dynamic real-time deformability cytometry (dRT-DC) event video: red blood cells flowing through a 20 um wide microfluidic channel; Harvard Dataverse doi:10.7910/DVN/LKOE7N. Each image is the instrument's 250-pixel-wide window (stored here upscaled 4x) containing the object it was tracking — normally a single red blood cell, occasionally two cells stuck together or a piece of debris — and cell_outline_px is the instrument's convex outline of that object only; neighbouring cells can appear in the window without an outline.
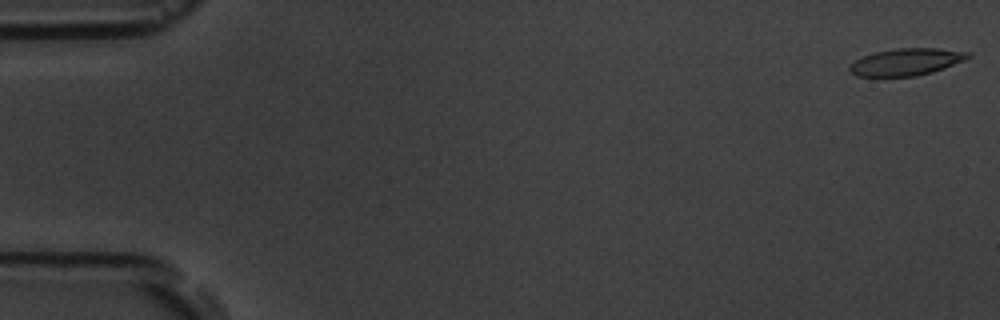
{"species": "common noctule bat (a hibernating species)", "species_latin": "Nyctalus noctula", "temperature_condition": "room temperature", "stored_images_in_passage": 6, "camera_frame_rate_fps": 3000, "um_per_image_px": 0.085, "animal": {"sex": "male", "body_mass_g": 19.5, "forearm_length_mm": 54.6}, "frame": {"image": 1, "passage_image": 1, "time_ms": 0.0, "image_size_px": [1000, 320], "cell_outline_px": [[972, 56], [964, 60], [944, 68], [932, 72], [916, 76], [856, 76], [848, 72], [848, 68], [856, 60], [864, 56], [876, 52], [896, 48], [936, 48], [972, 52]], "centroid_in_image_um": [77.06, 5.26], "position_along_channel_um": 7.9, "area_um2": 18.61}}